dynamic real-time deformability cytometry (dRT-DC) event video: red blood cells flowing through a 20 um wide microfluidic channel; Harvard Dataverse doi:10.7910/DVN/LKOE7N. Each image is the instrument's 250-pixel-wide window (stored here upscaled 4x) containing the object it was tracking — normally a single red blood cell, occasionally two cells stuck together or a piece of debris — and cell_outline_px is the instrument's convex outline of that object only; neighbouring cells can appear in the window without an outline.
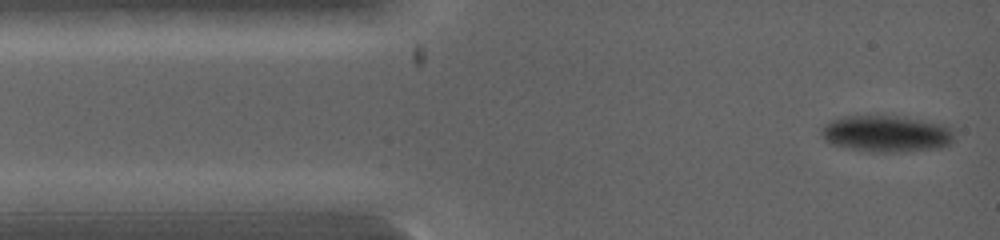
{"species": "common noctule bat (a hibernating species)", "species_latin": "Nyctalus noctula", "temperature_condition": "warm", "stored_images_in_passage": 18, "camera_frame_rate_fps": 5000, "um_per_image_px": 0.085, "animal": {"sex": "female", "body_mass_g": 19.0, "forearm_length_mm": 53.3}, "frame": {"image": 1, "passage_image": 1, "time_ms": 0.0, "image_size_px": [1000, 240], "cell_outline_px": [[952, 140], [948, 144], [940, 148], [904, 152], [868, 152], [828, 144], [824, 140], [820, 132], [820, 128], [828, 120], [844, 116], [904, 116], [948, 124], [952, 128]], "centroid_in_image_um": [75.31, 11.36], "position_along_channel_um": 9.7, "area_um2": 29.02}}
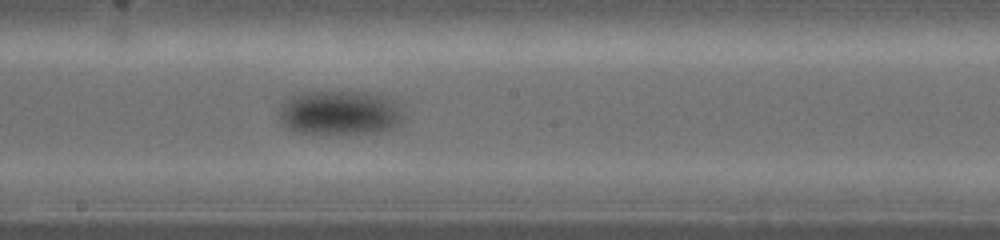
{"frame": {"image": 2, "passage_image": 11, "time_ms": 4.8, "image_size_px": [1000, 240], "cell_outline_px": [[404, 116], [400, 124], [388, 128], [372, 132], [296, 132], [288, 128], [280, 120], [280, 108], [292, 96], [300, 92], [380, 92], [404, 104]], "centroid_in_image_um": [29.0, 9.53], "position_along_channel_um": 219.2, "area_um2": 32.14}}
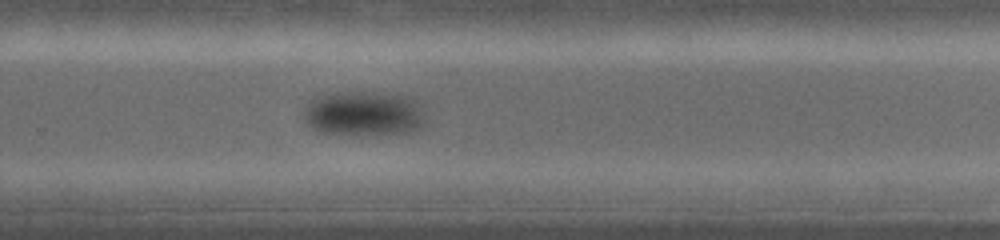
{"frame": {"image": 3, "passage_image": 15, "time_ms": 6.2, "image_size_px": [1000, 240], "cell_outline_px": [[424, 120], [420, 128], [408, 132], [380, 136], [372, 136], [320, 132], [312, 128], [304, 120], [304, 108], [312, 100], [320, 96], [332, 92], [368, 92], [404, 96], [416, 100]], "centroid_in_image_um": [30.89, 9.68], "position_along_channel_um": 298.9, "area_um2": 31.79}}